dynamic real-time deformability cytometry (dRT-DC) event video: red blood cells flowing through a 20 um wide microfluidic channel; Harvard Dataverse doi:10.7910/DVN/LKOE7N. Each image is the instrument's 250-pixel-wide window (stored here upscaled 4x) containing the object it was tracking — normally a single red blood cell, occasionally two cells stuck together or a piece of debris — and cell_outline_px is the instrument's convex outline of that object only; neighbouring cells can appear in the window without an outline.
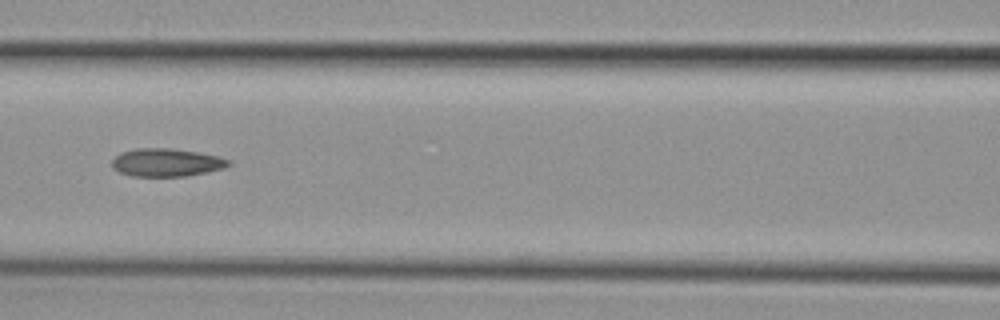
{"species": "common noctule bat (a hibernating species)", "species_latin": "Nyctalus noctula", "temperature_condition": "cold", "stored_images_in_passage": 9, "camera_frame_rate_fps": 3000, "um_per_image_px": 0.085, "animal": {"sex": "female", "body_mass_g": 29.2, "forearm_length_mm": 56.3}, "frame": {"image": 1, "passage_image": 6, "time_ms": 6.667, "image_size_px": [1000, 320], "cell_outline_px": [[232, 164], [224, 168], [208, 172], [188, 176], [132, 176], [120, 172], [112, 168], [112, 160], [120, 152], [136, 148], [172, 148], [200, 152], [232, 160]], "centroid_in_image_um": [14.17, 13.81], "position_along_channel_um": 152.4, "area_um2": 19.25}}
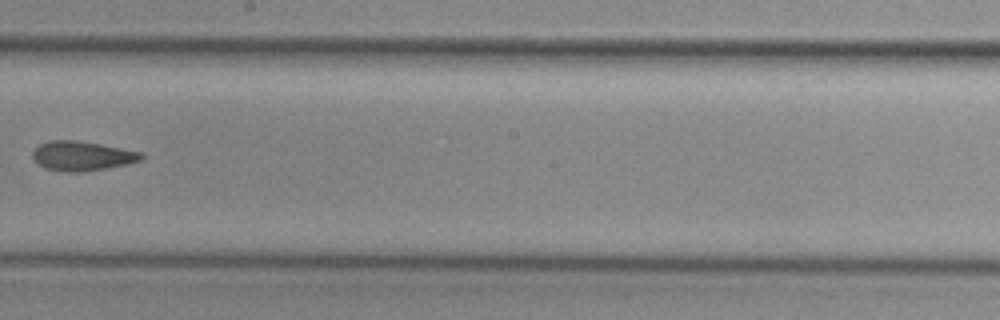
{"frame": {"image": 2, "passage_image": 8, "time_ms": 9.0, "image_size_px": [1000, 320], "cell_outline_px": [[144, 156], [140, 160], [128, 164], [108, 168], [84, 172], [64, 172], [44, 168], [36, 164], [32, 156], [32, 152], [40, 144], [48, 140], [76, 140], [100, 144], [140, 152]], "centroid_in_image_um": [6.93, 13.27], "position_along_channel_um": 241.3, "area_um2": 18.79}}
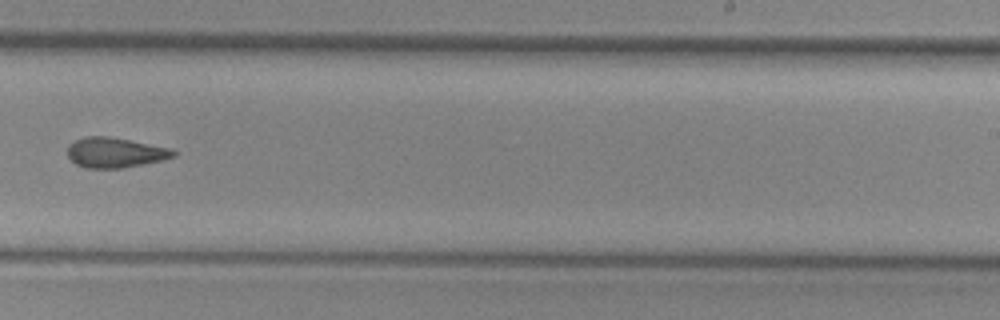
{"frame": {"image": 3, "passage_image": 9, "time_ms": 10.0, "image_size_px": [1000, 320], "cell_outline_px": [[176, 156], [164, 160], [124, 168], [88, 168], [76, 164], [68, 156], [68, 144], [84, 136], [108, 136], [172, 148], [176, 152]], "centroid_in_image_um": [9.81, 12.97], "position_along_channel_um": 279.2, "area_um2": 18.67}}